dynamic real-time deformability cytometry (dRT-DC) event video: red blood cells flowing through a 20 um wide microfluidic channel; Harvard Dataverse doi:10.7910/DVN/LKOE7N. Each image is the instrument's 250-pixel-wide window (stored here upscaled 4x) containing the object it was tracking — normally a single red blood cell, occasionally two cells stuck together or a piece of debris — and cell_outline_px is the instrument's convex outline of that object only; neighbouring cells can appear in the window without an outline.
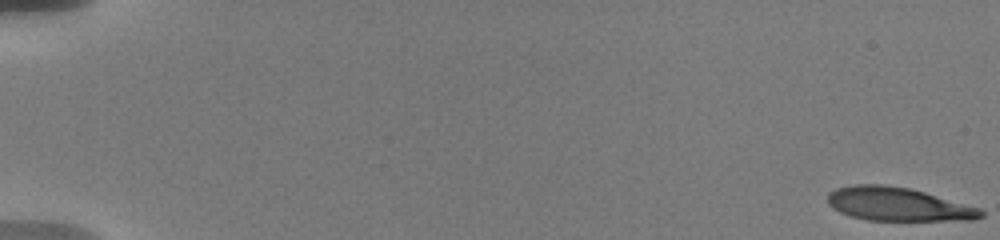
{"species": "human", "species_latin": "Homo sapiens", "temperature_condition": "warm", "stored_images_in_passage": 32, "camera_frame_rate_fps": 3000, "um_per_image_px": 0.085, "donor": {"sex": "male"}, "frame": {"image": 1, "passage_image": 1, "time_ms": 0.0, "image_size_px": [1000, 240], "cell_outline_px": [[984, 216], [972, 220], [868, 220], [852, 216], [840, 212], [832, 208], [828, 204], [828, 192], [836, 188], [856, 184], [884, 184], [908, 188], [924, 192], [980, 208], [984, 212]], "centroid_in_image_um": [76.31, 17.35], "position_along_channel_um": 8.7, "area_um2": 29.77}}
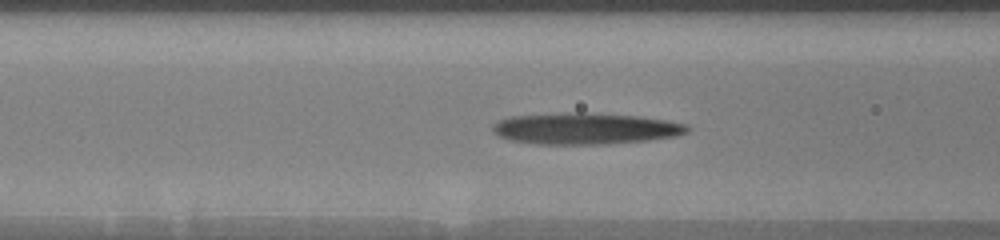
{"frame": {"image": 2, "passage_image": 27, "time_ms": 8.0, "image_size_px": [1000, 240], "cell_outline_px": [[692, 128], [688, 132], [676, 136], [648, 140], [608, 144], [536, 144], [508, 140], [500, 136], [492, 128], [492, 124], [500, 120], [512, 116], [560, 112], [584, 112], [640, 116], [668, 120], [688, 124]], "centroid_in_image_um": [49.8, 10.92], "position_along_channel_um": 116.8, "area_um2": 36.07}}
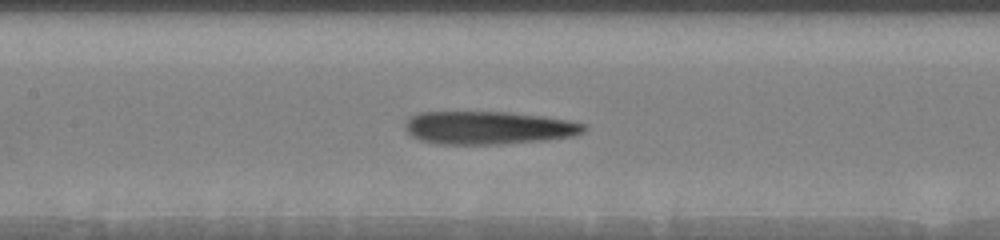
{"frame": {"image": 3, "passage_image": 32, "time_ms": 9.333, "image_size_px": [1000, 240], "cell_outline_px": [[588, 128], [584, 132], [572, 136], [544, 140], [500, 144], [436, 144], [420, 140], [412, 136], [404, 128], [404, 120], [408, 116], [420, 112], [508, 112], [540, 116], [568, 120], [584, 124]], "centroid_in_image_um": [41.45, 10.86], "position_along_channel_um": 165.9, "area_um2": 34.56}}